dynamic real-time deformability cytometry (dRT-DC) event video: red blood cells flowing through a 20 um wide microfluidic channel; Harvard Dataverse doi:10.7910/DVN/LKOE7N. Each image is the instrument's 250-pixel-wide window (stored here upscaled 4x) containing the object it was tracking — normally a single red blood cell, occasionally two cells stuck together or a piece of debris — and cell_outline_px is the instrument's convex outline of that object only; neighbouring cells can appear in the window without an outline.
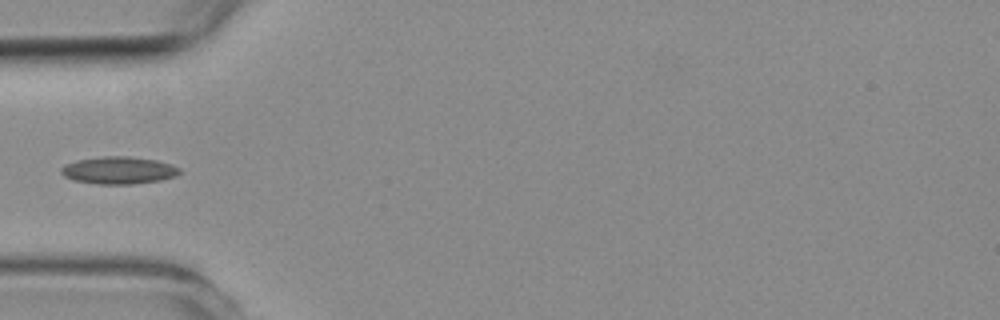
{"species": "common noctule bat (a hibernating species)", "species_latin": "Nyctalus noctula", "temperature_condition": "room temperature", "stored_images_in_passage": 6, "camera_frame_rate_fps": 3000, "um_per_image_px": 0.085, "animal": {"sex": "female", "body_mass_g": 19.3, "forearm_length_mm": 54.1}, "frame": {"image": 1, "passage_image": 5, "time_ms": 5.667, "image_size_px": [1000, 320], "cell_outline_px": [[180, 172], [176, 176], [160, 180], [132, 184], [96, 184], [76, 180], [64, 176], [60, 172], [60, 168], [76, 160], [104, 156], [128, 156], [156, 160], [172, 164], [180, 168]], "centroid_in_image_um": [10.11, 14.47], "position_along_channel_um": 74.9, "area_um2": 18.79}}
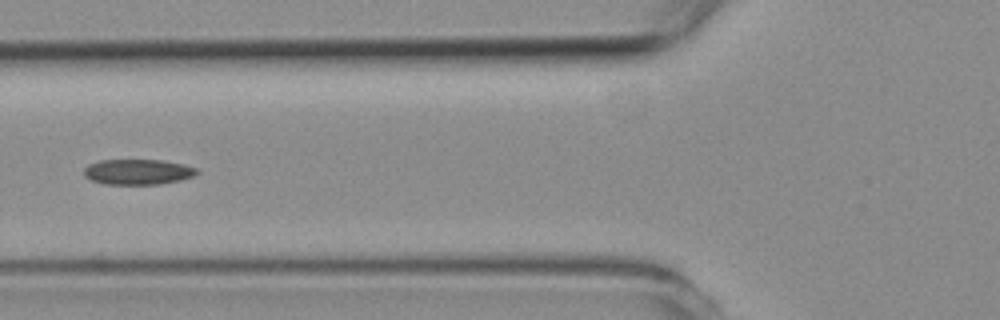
{"frame": {"image": 2, "passage_image": 6, "time_ms": 6.667, "image_size_px": [1000, 320], "cell_outline_px": [[200, 172], [192, 176], [180, 180], [160, 184], [104, 184], [92, 180], [84, 176], [84, 168], [88, 164], [100, 160], [160, 160], [184, 164], [200, 168]], "centroid_in_image_um": [11.74, 14.6], "position_along_channel_um": 114.1, "area_um2": 16.82}}